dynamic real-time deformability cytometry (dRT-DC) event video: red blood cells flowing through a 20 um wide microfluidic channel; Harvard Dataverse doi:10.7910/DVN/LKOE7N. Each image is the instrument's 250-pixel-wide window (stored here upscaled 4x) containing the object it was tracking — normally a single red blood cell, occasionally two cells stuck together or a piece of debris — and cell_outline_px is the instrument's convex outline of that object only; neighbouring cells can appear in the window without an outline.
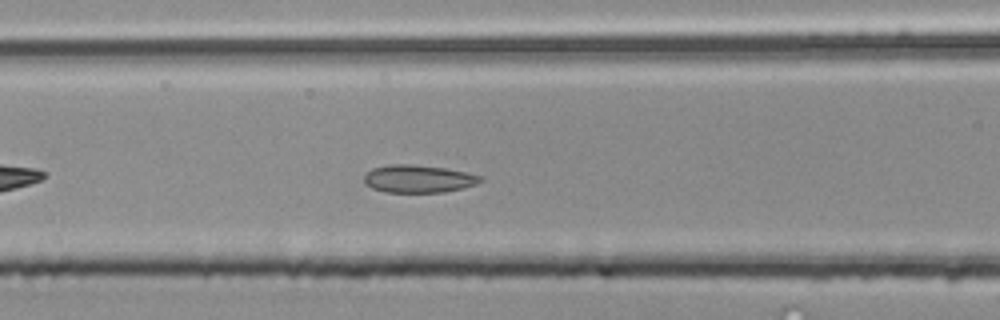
{"species": "common noctule bat (a hibernating species)", "species_latin": "Nyctalus noctula", "temperature_condition": "room temperature", "stored_images_in_passage": 40, "camera_frame_rate_fps": 3000, "um_per_image_px": 0.085, "animal": {"sex": "male", "body_mass_g": 20.4}, "frame": {"image": 1, "passage_image": 10, "time_ms": 3.0, "image_size_px": [1000, 320], "cell_outline_px": [[484, 180], [476, 184], [464, 188], [444, 192], [384, 192], [372, 188], [364, 184], [364, 176], [372, 168], [392, 164], [412, 164], [444, 168], [464, 172], [480, 176]], "centroid_in_image_um": [35.54, 15.2], "position_along_channel_um": 131.1, "area_um2": 18.73}}
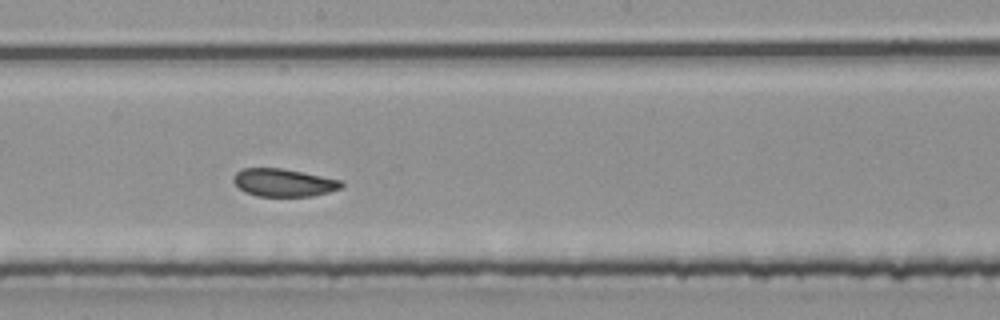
{"frame": {"image": 2, "passage_image": 17, "time_ms": 5.333, "image_size_px": [1000, 320], "cell_outline_px": [[344, 184], [340, 188], [328, 192], [312, 196], [256, 196], [244, 192], [232, 180], [236, 172], [244, 168], [280, 168], [340, 180]], "centroid_in_image_um": [24.07, 15.53], "position_along_channel_um": 224.1, "area_um2": 17.22}}
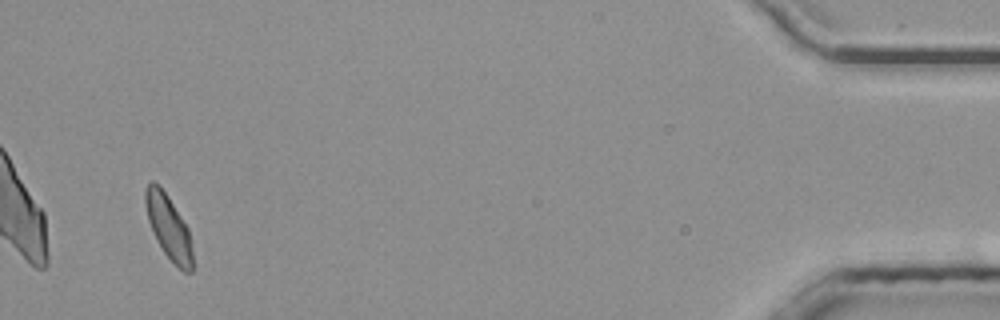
{"frame": {"image": 3, "passage_image": 38, "time_ms": 12.333, "image_size_px": [1000, 320], "cell_outline_px": [[192, 272], [184, 272], [164, 252], [148, 220], [144, 200], [144, 188], [152, 180], [168, 196], [188, 228], [192, 248]], "centroid_in_image_um": [14.33, 19.28], "position_along_channel_um": 420.9, "area_um2": 17.05}, "authors_computed_cell_mechanics": {"area_um2": 18.207, "velocity_mm_per_s": 4.0019, "shape_relaxation_time_tau1_ms": 5.2336, "shape_relaxation_time_tau2_ms": 1.209, "deformation_change_tau1": 0.0725, "deformation_change_tau2": 0.0623}}